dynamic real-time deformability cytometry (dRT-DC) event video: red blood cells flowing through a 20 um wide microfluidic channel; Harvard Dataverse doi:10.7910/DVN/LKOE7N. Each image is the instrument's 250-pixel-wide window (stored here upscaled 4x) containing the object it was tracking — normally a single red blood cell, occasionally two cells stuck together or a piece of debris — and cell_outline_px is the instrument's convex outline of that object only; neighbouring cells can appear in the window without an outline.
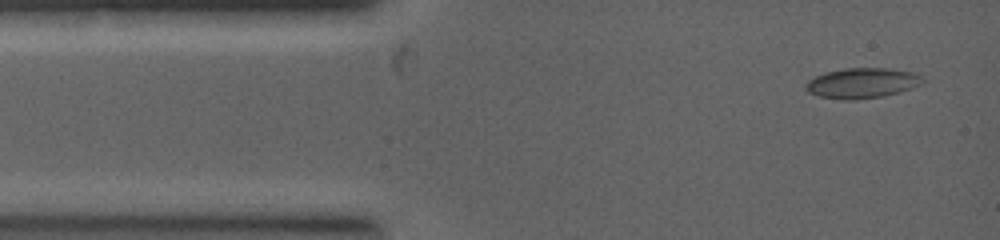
{"species": "common noctule bat (a hibernating species)", "species_latin": "Nyctalus noctula", "temperature_condition": "warm", "stored_images_in_passage": 36, "camera_frame_rate_fps": 5000, "um_per_image_px": 0.085, "animal": {"sex": "female", "body_mass_g": 19.0, "forearm_length_mm": 53.3}, "frame": {"image": 1, "passage_image": 1, "time_ms": 0.0, "image_size_px": [1000, 240], "cell_outline_px": [[924, 80], [920, 84], [912, 88], [900, 92], [884, 96], [852, 100], [844, 100], [820, 96], [808, 92], [804, 88], [804, 84], [808, 80], [824, 72], [844, 68], [884, 68], [912, 72], [920, 76]], "centroid_in_image_um": [73.23, 7.06], "position_along_channel_um": 11.8, "area_um2": 20.58}}
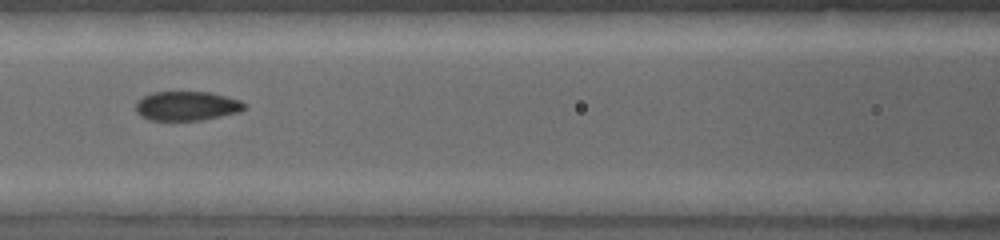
{"frame": {"image": 2, "passage_image": 13, "time_ms": 3.0, "image_size_px": [1000, 240], "cell_outline_px": [[244, 108], [240, 112], [200, 120], [148, 120], [140, 116], [136, 112], [136, 104], [144, 96], [152, 92], [208, 92], [240, 100], [244, 104]], "centroid_in_image_um": [15.84, 9.01], "position_along_channel_um": 150.8, "area_um2": 18.32}}
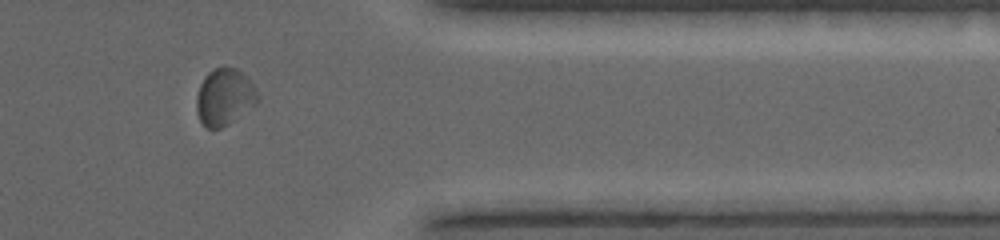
{"frame": {"image": 3, "passage_image": 27, "time_ms": 6.8, "image_size_px": [1000, 240], "cell_outline_px": [[260, 100], [256, 104], [236, 120], [220, 128], [208, 128], [200, 120], [196, 112], [196, 96], [200, 84], [204, 76], [212, 68], [224, 64], [236, 68], [244, 72], [248, 76], [256, 88], [260, 96]], "centroid_in_image_um": [19.11, 8.19], "position_along_channel_um": 392.3, "area_um2": 20.98}}